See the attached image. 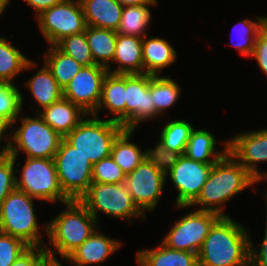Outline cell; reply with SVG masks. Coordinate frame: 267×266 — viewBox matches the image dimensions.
Masks as SVG:
<instances>
[{
  "instance_id": "6da1fadb",
  "label": "cell",
  "mask_w": 267,
  "mask_h": 266,
  "mask_svg": "<svg viewBox=\"0 0 267 266\" xmlns=\"http://www.w3.org/2000/svg\"><path fill=\"white\" fill-rule=\"evenodd\" d=\"M250 237L244 226L221 216L198 252V266H250Z\"/></svg>"
},
{
  "instance_id": "7a4b0ae2",
  "label": "cell",
  "mask_w": 267,
  "mask_h": 266,
  "mask_svg": "<svg viewBox=\"0 0 267 266\" xmlns=\"http://www.w3.org/2000/svg\"><path fill=\"white\" fill-rule=\"evenodd\" d=\"M258 181L229 153L213 164L208 179L196 200L189 206H201L198 210L210 211L220 216L223 205L233 196ZM203 206V207H202Z\"/></svg>"
},
{
  "instance_id": "3957f363",
  "label": "cell",
  "mask_w": 267,
  "mask_h": 266,
  "mask_svg": "<svg viewBox=\"0 0 267 266\" xmlns=\"http://www.w3.org/2000/svg\"><path fill=\"white\" fill-rule=\"evenodd\" d=\"M64 205L67 209L43 226L50 244L62 259H66L98 228L94 216L79 200H70Z\"/></svg>"
},
{
  "instance_id": "277c9868",
  "label": "cell",
  "mask_w": 267,
  "mask_h": 266,
  "mask_svg": "<svg viewBox=\"0 0 267 266\" xmlns=\"http://www.w3.org/2000/svg\"><path fill=\"white\" fill-rule=\"evenodd\" d=\"M21 121V126L15 128L7 142L8 154L17 158L23 151L27 158L54 159L63 137L38 113L35 117H22Z\"/></svg>"
},
{
  "instance_id": "5b68a950",
  "label": "cell",
  "mask_w": 267,
  "mask_h": 266,
  "mask_svg": "<svg viewBox=\"0 0 267 266\" xmlns=\"http://www.w3.org/2000/svg\"><path fill=\"white\" fill-rule=\"evenodd\" d=\"M33 199L18 189L10 192L0 205V231L23 240L30 247H45Z\"/></svg>"
},
{
  "instance_id": "8992f818",
  "label": "cell",
  "mask_w": 267,
  "mask_h": 266,
  "mask_svg": "<svg viewBox=\"0 0 267 266\" xmlns=\"http://www.w3.org/2000/svg\"><path fill=\"white\" fill-rule=\"evenodd\" d=\"M89 116L88 114L64 139L95 164L111 156L113 142L124 127L110 119L101 120L94 115H91L92 118Z\"/></svg>"
},
{
  "instance_id": "52a82bcc",
  "label": "cell",
  "mask_w": 267,
  "mask_h": 266,
  "mask_svg": "<svg viewBox=\"0 0 267 266\" xmlns=\"http://www.w3.org/2000/svg\"><path fill=\"white\" fill-rule=\"evenodd\" d=\"M98 222V211L108 216L128 220L144 219L146 216L134 204L124 183L110 184L92 182L89 190L79 199Z\"/></svg>"
},
{
  "instance_id": "ba28073f",
  "label": "cell",
  "mask_w": 267,
  "mask_h": 266,
  "mask_svg": "<svg viewBox=\"0 0 267 266\" xmlns=\"http://www.w3.org/2000/svg\"><path fill=\"white\" fill-rule=\"evenodd\" d=\"M19 179L16 189L32 198L49 203L70 201L60 187L54 159L27 158Z\"/></svg>"
},
{
  "instance_id": "9c48e42d",
  "label": "cell",
  "mask_w": 267,
  "mask_h": 266,
  "mask_svg": "<svg viewBox=\"0 0 267 266\" xmlns=\"http://www.w3.org/2000/svg\"><path fill=\"white\" fill-rule=\"evenodd\" d=\"M54 161L63 193L70 200H79L92 184L93 164L64 138Z\"/></svg>"
},
{
  "instance_id": "30bf717a",
  "label": "cell",
  "mask_w": 267,
  "mask_h": 266,
  "mask_svg": "<svg viewBox=\"0 0 267 266\" xmlns=\"http://www.w3.org/2000/svg\"><path fill=\"white\" fill-rule=\"evenodd\" d=\"M35 18L40 32L50 45H55L66 36L83 33L87 27L80 0H63Z\"/></svg>"
},
{
  "instance_id": "8fae6325",
  "label": "cell",
  "mask_w": 267,
  "mask_h": 266,
  "mask_svg": "<svg viewBox=\"0 0 267 266\" xmlns=\"http://www.w3.org/2000/svg\"><path fill=\"white\" fill-rule=\"evenodd\" d=\"M220 217L217 213L200 210L185 214L174 223L162 244L173 250L198 254L210 229Z\"/></svg>"
},
{
  "instance_id": "7c38bea8",
  "label": "cell",
  "mask_w": 267,
  "mask_h": 266,
  "mask_svg": "<svg viewBox=\"0 0 267 266\" xmlns=\"http://www.w3.org/2000/svg\"><path fill=\"white\" fill-rule=\"evenodd\" d=\"M165 173L144 159L130 174L124 184L131 194L134 204L145 215V211L155 209L162 196Z\"/></svg>"
},
{
  "instance_id": "4fadbf2b",
  "label": "cell",
  "mask_w": 267,
  "mask_h": 266,
  "mask_svg": "<svg viewBox=\"0 0 267 266\" xmlns=\"http://www.w3.org/2000/svg\"><path fill=\"white\" fill-rule=\"evenodd\" d=\"M214 163H201L182 155L166 174L178 191L176 206L189 208L200 194Z\"/></svg>"
},
{
  "instance_id": "5bb4252c",
  "label": "cell",
  "mask_w": 267,
  "mask_h": 266,
  "mask_svg": "<svg viewBox=\"0 0 267 266\" xmlns=\"http://www.w3.org/2000/svg\"><path fill=\"white\" fill-rule=\"evenodd\" d=\"M107 73L108 69L98 64L83 66L63 88V98L92 115L97 110L102 83Z\"/></svg>"
},
{
  "instance_id": "9a60e30c",
  "label": "cell",
  "mask_w": 267,
  "mask_h": 266,
  "mask_svg": "<svg viewBox=\"0 0 267 266\" xmlns=\"http://www.w3.org/2000/svg\"><path fill=\"white\" fill-rule=\"evenodd\" d=\"M125 102L126 129L136 130L140 122L157 118V111L151 97L150 74H126Z\"/></svg>"
},
{
  "instance_id": "2e32d148",
  "label": "cell",
  "mask_w": 267,
  "mask_h": 266,
  "mask_svg": "<svg viewBox=\"0 0 267 266\" xmlns=\"http://www.w3.org/2000/svg\"><path fill=\"white\" fill-rule=\"evenodd\" d=\"M228 141V152L259 182L263 177L257 164L267 162V128L235 135Z\"/></svg>"
},
{
  "instance_id": "e0dca14e",
  "label": "cell",
  "mask_w": 267,
  "mask_h": 266,
  "mask_svg": "<svg viewBox=\"0 0 267 266\" xmlns=\"http://www.w3.org/2000/svg\"><path fill=\"white\" fill-rule=\"evenodd\" d=\"M126 74L107 73L102 83L101 97L97 110L92 114L99 117V110L107 109L108 114L126 129ZM98 114V115H97Z\"/></svg>"
},
{
  "instance_id": "ac0fdd59",
  "label": "cell",
  "mask_w": 267,
  "mask_h": 266,
  "mask_svg": "<svg viewBox=\"0 0 267 266\" xmlns=\"http://www.w3.org/2000/svg\"><path fill=\"white\" fill-rule=\"evenodd\" d=\"M121 247V242L111 239L95 230L66 260L75 266L99 264Z\"/></svg>"
},
{
  "instance_id": "d6986e66",
  "label": "cell",
  "mask_w": 267,
  "mask_h": 266,
  "mask_svg": "<svg viewBox=\"0 0 267 266\" xmlns=\"http://www.w3.org/2000/svg\"><path fill=\"white\" fill-rule=\"evenodd\" d=\"M38 114L63 138L88 116L80 106L65 98L43 108Z\"/></svg>"
},
{
  "instance_id": "ffe728a7",
  "label": "cell",
  "mask_w": 267,
  "mask_h": 266,
  "mask_svg": "<svg viewBox=\"0 0 267 266\" xmlns=\"http://www.w3.org/2000/svg\"><path fill=\"white\" fill-rule=\"evenodd\" d=\"M142 40V37L117 33L112 63H117L118 67L114 70H108V72L112 74L144 73Z\"/></svg>"
},
{
  "instance_id": "44dd1931",
  "label": "cell",
  "mask_w": 267,
  "mask_h": 266,
  "mask_svg": "<svg viewBox=\"0 0 267 266\" xmlns=\"http://www.w3.org/2000/svg\"><path fill=\"white\" fill-rule=\"evenodd\" d=\"M87 26L118 30L123 6L117 0H80Z\"/></svg>"
},
{
  "instance_id": "7402d4cb",
  "label": "cell",
  "mask_w": 267,
  "mask_h": 266,
  "mask_svg": "<svg viewBox=\"0 0 267 266\" xmlns=\"http://www.w3.org/2000/svg\"><path fill=\"white\" fill-rule=\"evenodd\" d=\"M143 69L145 74L160 76L162 69L176 61V50L170 45L169 41L159 37L147 38L142 40Z\"/></svg>"
},
{
  "instance_id": "603a6c76",
  "label": "cell",
  "mask_w": 267,
  "mask_h": 266,
  "mask_svg": "<svg viewBox=\"0 0 267 266\" xmlns=\"http://www.w3.org/2000/svg\"><path fill=\"white\" fill-rule=\"evenodd\" d=\"M138 266H198V255L167 248L162 243L155 249L139 250Z\"/></svg>"
},
{
  "instance_id": "cb8c5ba5",
  "label": "cell",
  "mask_w": 267,
  "mask_h": 266,
  "mask_svg": "<svg viewBox=\"0 0 267 266\" xmlns=\"http://www.w3.org/2000/svg\"><path fill=\"white\" fill-rule=\"evenodd\" d=\"M216 145L215 136L210 131L194 128L187 142L184 155L201 163H215L228 152V141L224 142L225 146L222 152L216 150Z\"/></svg>"
},
{
  "instance_id": "d4e9b609",
  "label": "cell",
  "mask_w": 267,
  "mask_h": 266,
  "mask_svg": "<svg viewBox=\"0 0 267 266\" xmlns=\"http://www.w3.org/2000/svg\"><path fill=\"white\" fill-rule=\"evenodd\" d=\"M25 85L39 105L37 107L39 111L37 110L35 113L40 112L43 108L63 98V89L58 85L46 65L38 70L30 80L28 79Z\"/></svg>"
},
{
  "instance_id": "484cf974",
  "label": "cell",
  "mask_w": 267,
  "mask_h": 266,
  "mask_svg": "<svg viewBox=\"0 0 267 266\" xmlns=\"http://www.w3.org/2000/svg\"><path fill=\"white\" fill-rule=\"evenodd\" d=\"M85 35L94 63L111 70L110 63H112L115 54L117 32L87 26Z\"/></svg>"
},
{
  "instance_id": "4316f807",
  "label": "cell",
  "mask_w": 267,
  "mask_h": 266,
  "mask_svg": "<svg viewBox=\"0 0 267 266\" xmlns=\"http://www.w3.org/2000/svg\"><path fill=\"white\" fill-rule=\"evenodd\" d=\"M35 66L33 60L26 58L10 41L0 37V84H13L16 75Z\"/></svg>"
},
{
  "instance_id": "83f0119b",
  "label": "cell",
  "mask_w": 267,
  "mask_h": 266,
  "mask_svg": "<svg viewBox=\"0 0 267 266\" xmlns=\"http://www.w3.org/2000/svg\"><path fill=\"white\" fill-rule=\"evenodd\" d=\"M135 130L124 129L114 140L111 157L121 167L125 175L130 174L144 159L145 151L130 142Z\"/></svg>"
},
{
  "instance_id": "f1b7e54d",
  "label": "cell",
  "mask_w": 267,
  "mask_h": 266,
  "mask_svg": "<svg viewBox=\"0 0 267 266\" xmlns=\"http://www.w3.org/2000/svg\"><path fill=\"white\" fill-rule=\"evenodd\" d=\"M44 64L50 69L58 85L63 89L83 67L74 58L60 51L55 45H49L45 52Z\"/></svg>"
},
{
  "instance_id": "f546056e",
  "label": "cell",
  "mask_w": 267,
  "mask_h": 266,
  "mask_svg": "<svg viewBox=\"0 0 267 266\" xmlns=\"http://www.w3.org/2000/svg\"><path fill=\"white\" fill-rule=\"evenodd\" d=\"M23 96L14 84H0V132L4 133L18 120Z\"/></svg>"
},
{
  "instance_id": "4dcf8cb0",
  "label": "cell",
  "mask_w": 267,
  "mask_h": 266,
  "mask_svg": "<svg viewBox=\"0 0 267 266\" xmlns=\"http://www.w3.org/2000/svg\"><path fill=\"white\" fill-rule=\"evenodd\" d=\"M150 6L156 5L123 6L121 22L117 33L145 37L151 21Z\"/></svg>"
},
{
  "instance_id": "1f68e13d",
  "label": "cell",
  "mask_w": 267,
  "mask_h": 266,
  "mask_svg": "<svg viewBox=\"0 0 267 266\" xmlns=\"http://www.w3.org/2000/svg\"><path fill=\"white\" fill-rule=\"evenodd\" d=\"M180 93V86L170 75L168 77L151 75V97L157 111V117L178 101Z\"/></svg>"
},
{
  "instance_id": "d6a6232c",
  "label": "cell",
  "mask_w": 267,
  "mask_h": 266,
  "mask_svg": "<svg viewBox=\"0 0 267 266\" xmlns=\"http://www.w3.org/2000/svg\"><path fill=\"white\" fill-rule=\"evenodd\" d=\"M195 127L186 120H173L164 125L160 134V141L166 149L179 152L184 155L187 142Z\"/></svg>"
},
{
  "instance_id": "836d02e7",
  "label": "cell",
  "mask_w": 267,
  "mask_h": 266,
  "mask_svg": "<svg viewBox=\"0 0 267 266\" xmlns=\"http://www.w3.org/2000/svg\"><path fill=\"white\" fill-rule=\"evenodd\" d=\"M256 19L258 22L250 19L239 21L238 24L235 25L237 28L234 27V29H232L234 31L237 29L236 36H238V41L236 40L237 42L232 45L237 48L242 56H252L258 34L267 24V16L256 17Z\"/></svg>"
},
{
  "instance_id": "e575fe53",
  "label": "cell",
  "mask_w": 267,
  "mask_h": 266,
  "mask_svg": "<svg viewBox=\"0 0 267 266\" xmlns=\"http://www.w3.org/2000/svg\"><path fill=\"white\" fill-rule=\"evenodd\" d=\"M55 46L66 55L74 58L82 66L95 65L85 32L66 36Z\"/></svg>"
},
{
  "instance_id": "d590c367",
  "label": "cell",
  "mask_w": 267,
  "mask_h": 266,
  "mask_svg": "<svg viewBox=\"0 0 267 266\" xmlns=\"http://www.w3.org/2000/svg\"><path fill=\"white\" fill-rule=\"evenodd\" d=\"M126 175L111 156L104 158L92 167V182L121 184Z\"/></svg>"
},
{
  "instance_id": "8d00e7d4",
  "label": "cell",
  "mask_w": 267,
  "mask_h": 266,
  "mask_svg": "<svg viewBox=\"0 0 267 266\" xmlns=\"http://www.w3.org/2000/svg\"><path fill=\"white\" fill-rule=\"evenodd\" d=\"M181 156L179 152L166 149L160 140L155 148L145 151V159L165 174L173 168Z\"/></svg>"
},
{
  "instance_id": "74e56055",
  "label": "cell",
  "mask_w": 267,
  "mask_h": 266,
  "mask_svg": "<svg viewBox=\"0 0 267 266\" xmlns=\"http://www.w3.org/2000/svg\"><path fill=\"white\" fill-rule=\"evenodd\" d=\"M29 247L23 240L0 231V266H11Z\"/></svg>"
},
{
  "instance_id": "f35d334b",
  "label": "cell",
  "mask_w": 267,
  "mask_h": 266,
  "mask_svg": "<svg viewBox=\"0 0 267 266\" xmlns=\"http://www.w3.org/2000/svg\"><path fill=\"white\" fill-rule=\"evenodd\" d=\"M50 262H59L50 247H29L11 266H47Z\"/></svg>"
},
{
  "instance_id": "ab89813d",
  "label": "cell",
  "mask_w": 267,
  "mask_h": 266,
  "mask_svg": "<svg viewBox=\"0 0 267 266\" xmlns=\"http://www.w3.org/2000/svg\"><path fill=\"white\" fill-rule=\"evenodd\" d=\"M15 162L16 158L9 154L0 161V205L10 192L16 189L15 172L19 170L14 171Z\"/></svg>"
},
{
  "instance_id": "60d3db41",
  "label": "cell",
  "mask_w": 267,
  "mask_h": 266,
  "mask_svg": "<svg viewBox=\"0 0 267 266\" xmlns=\"http://www.w3.org/2000/svg\"><path fill=\"white\" fill-rule=\"evenodd\" d=\"M262 72L267 75V24L259 32L252 56Z\"/></svg>"
},
{
  "instance_id": "b9f144b4",
  "label": "cell",
  "mask_w": 267,
  "mask_h": 266,
  "mask_svg": "<svg viewBox=\"0 0 267 266\" xmlns=\"http://www.w3.org/2000/svg\"><path fill=\"white\" fill-rule=\"evenodd\" d=\"M259 246L260 250L257 251L250 241V266H267V218L265 236Z\"/></svg>"
},
{
  "instance_id": "7bdbcfd3",
  "label": "cell",
  "mask_w": 267,
  "mask_h": 266,
  "mask_svg": "<svg viewBox=\"0 0 267 266\" xmlns=\"http://www.w3.org/2000/svg\"><path fill=\"white\" fill-rule=\"evenodd\" d=\"M26 3L34 8L36 16H38L43 10L49 9L56 4L61 3L63 0H24Z\"/></svg>"
},
{
  "instance_id": "ee69618b",
  "label": "cell",
  "mask_w": 267,
  "mask_h": 266,
  "mask_svg": "<svg viewBox=\"0 0 267 266\" xmlns=\"http://www.w3.org/2000/svg\"><path fill=\"white\" fill-rule=\"evenodd\" d=\"M122 6L157 5L156 0H117Z\"/></svg>"
},
{
  "instance_id": "f6af8a7d",
  "label": "cell",
  "mask_w": 267,
  "mask_h": 266,
  "mask_svg": "<svg viewBox=\"0 0 267 266\" xmlns=\"http://www.w3.org/2000/svg\"><path fill=\"white\" fill-rule=\"evenodd\" d=\"M6 135L7 134L0 132V144H1L2 138H6ZM7 155H8V150H7V143H6V145L2 148V150H0V161Z\"/></svg>"
},
{
  "instance_id": "bcb514c9",
  "label": "cell",
  "mask_w": 267,
  "mask_h": 266,
  "mask_svg": "<svg viewBox=\"0 0 267 266\" xmlns=\"http://www.w3.org/2000/svg\"><path fill=\"white\" fill-rule=\"evenodd\" d=\"M9 3H10V0H0V16L5 11Z\"/></svg>"
},
{
  "instance_id": "7dc6e473",
  "label": "cell",
  "mask_w": 267,
  "mask_h": 266,
  "mask_svg": "<svg viewBox=\"0 0 267 266\" xmlns=\"http://www.w3.org/2000/svg\"><path fill=\"white\" fill-rule=\"evenodd\" d=\"M262 179L264 180V179H266L267 180V172L265 173H263V177L261 178V180H260V182L262 181ZM267 192V191H266ZM265 200H266V216H267V193L265 194ZM267 218V217H266Z\"/></svg>"
}]
</instances>
